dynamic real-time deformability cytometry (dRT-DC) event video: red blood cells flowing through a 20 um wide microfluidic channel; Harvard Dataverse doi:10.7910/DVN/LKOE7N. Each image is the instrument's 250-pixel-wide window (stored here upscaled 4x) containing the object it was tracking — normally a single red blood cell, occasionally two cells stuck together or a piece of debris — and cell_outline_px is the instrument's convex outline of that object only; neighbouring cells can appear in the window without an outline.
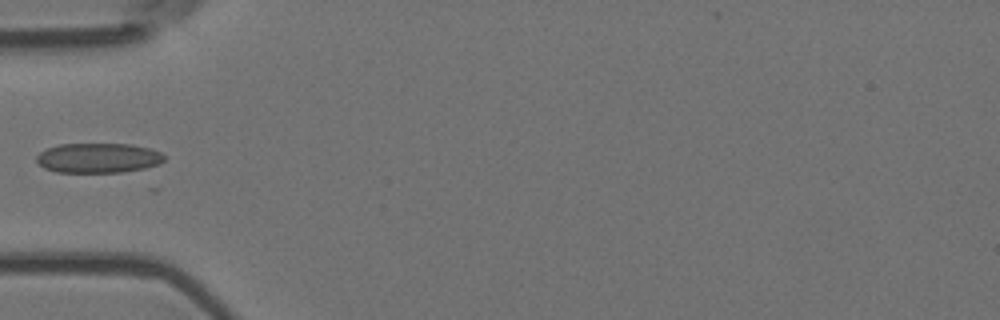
{"species": "Egyptian fruit bat (a non-hibernating species)", "species_latin": "Rousettus aegyptiacus", "temperature_condition": "room temperature", "stored_images_in_passage": 7, "camera_frame_rate_fps": 3000, "um_per_image_px": 0.085, "animal": {"sex": "female"}, "frame": {"image": 1, "passage_image": 3, "time_ms": 0.667, "image_size_px": [1000, 320], "cell_outline_px": [[164, 160], [160, 164], [144, 168], [124, 172], [56, 172], [44, 168], [36, 160], [36, 156], [44, 148], [60, 144], [128, 144], [148, 148], [160, 152], [164, 156]], "centroid_in_image_um": [8.32, 13.43], "position_along_channel_um": 76.7, "area_um2": 22.2}}
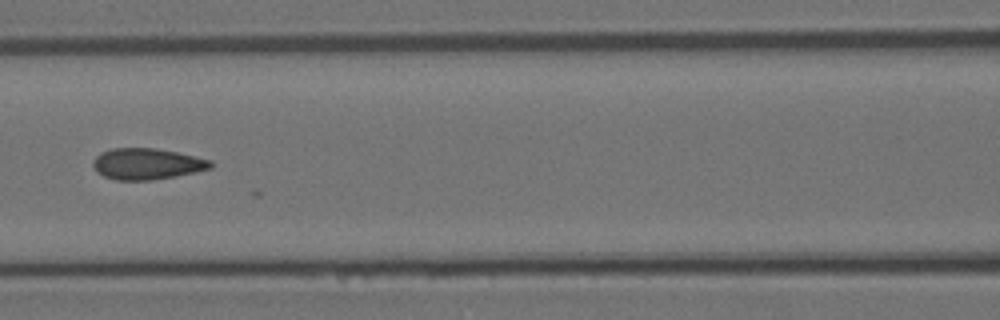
{"frame": {"image": 2, "passage_image": 5, "time_ms": 1.333, "image_size_px": [1000, 320], "cell_outline_px": [[212, 168], [196, 172], [176, 176], [152, 180], [116, 180], [104, 176], [96, 172], [92, 164], [92, 160], [100, 152], [112, 148], [152, 148], [176, 152], [212, 160]], "centroid_in_image_um": [12.46, 13.93], "position_along_channel_um": 154.1, "area_um2": 21.44}}
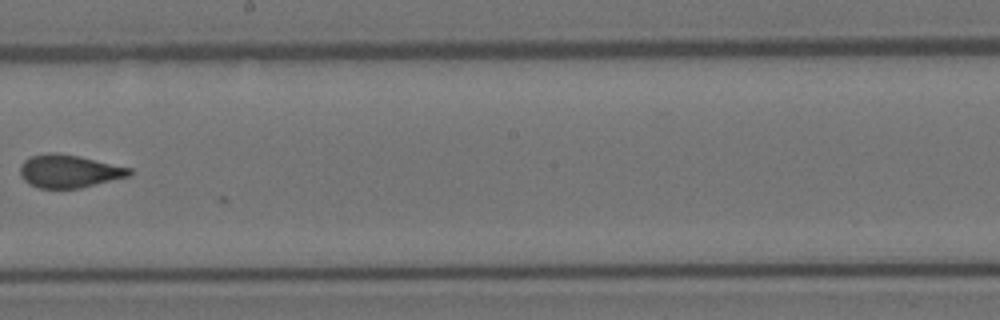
{"frame": {"image": 3, "passage_image": 7, "time_ms": 2.0, "image_size_px": [1000, 320], "cell_outline_px": [[132, 172], [128, 176], [80, 188], [40, 188], [28, 184], [20, 176], [20, 164], [24, 160], [32, 156], [48, 152], [56, 152], [80, 156], [132, 168]], "centroid_in_image_um": [5.84, 14.54], "position_along_channel_um": 242.4, "area_um2": 21.04}}